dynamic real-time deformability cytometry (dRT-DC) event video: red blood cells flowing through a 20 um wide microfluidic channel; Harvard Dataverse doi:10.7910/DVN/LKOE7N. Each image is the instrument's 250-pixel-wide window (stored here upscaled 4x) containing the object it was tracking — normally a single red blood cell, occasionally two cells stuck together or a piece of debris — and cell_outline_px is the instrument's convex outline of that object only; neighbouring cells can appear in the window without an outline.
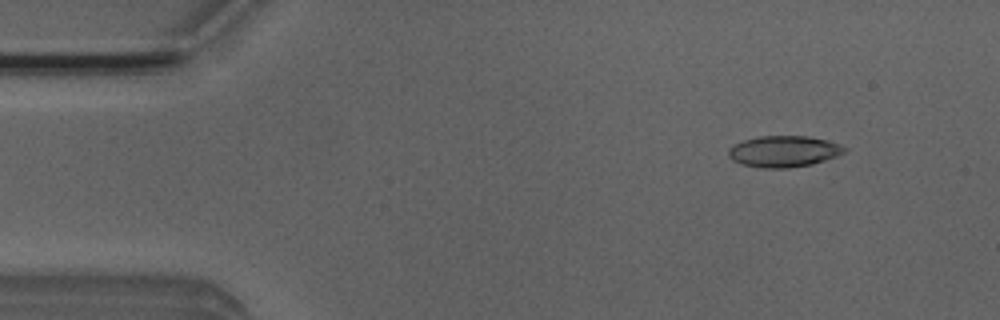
{"species": "Egyptian fruit bat (a non-hibernating species)", "species_latin": "Rousettus aegyptiacus", "temperature_condition": "room temperature", "stored_images_in_passage": 51, "camera_frame_rate_fps": 3000, "um_per_image_px": 0.085, "animal": {"sex": "male"}, "frame": {"image": 1, "passage_image": 5, "time_ms": 1.333, "image_size_px": [1000, 320], "cell_outline_px": [[848, 148], [844, 152], [836, 156], [812, 164], [788, 168], [764, 168], [744, 164], [732, 160], [728, 156], [728, 148], [732, 144], [744, 140], [760, 136], [808, 136], [828, 140], [840, 144]], "centroid_in_image_um": [66.61, 12.86], "position_along_channel_um": 18.4, "area_um2": 21.15}}
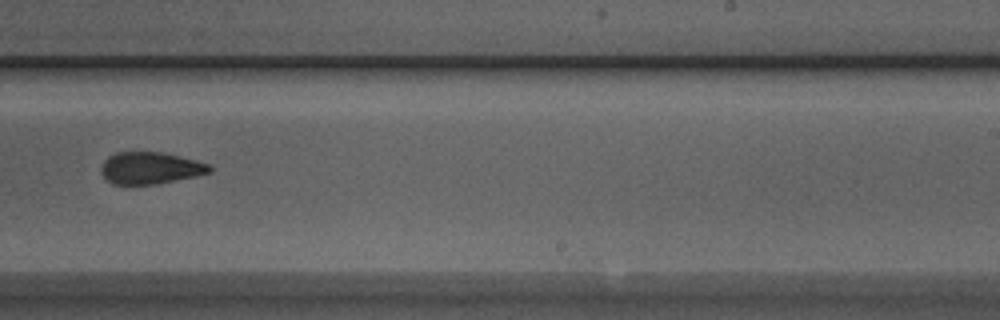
{"frame": {"image": 2, "passage_image": 31, "time_ms": 10.0, "image_size_px": [1000, 320], "cell_outline_px": [[212, 172], [196, 176], [156, 184], [112, 184], [100, 172], [100, 168], [104, 160], [108, 156], [116, 152], [160, 152], [180, 156], [212, 164]], "centroid_in_image_um": [12.79, 14.28], "position_along_channel_um": 276.2, "area_um2": 20.29}}
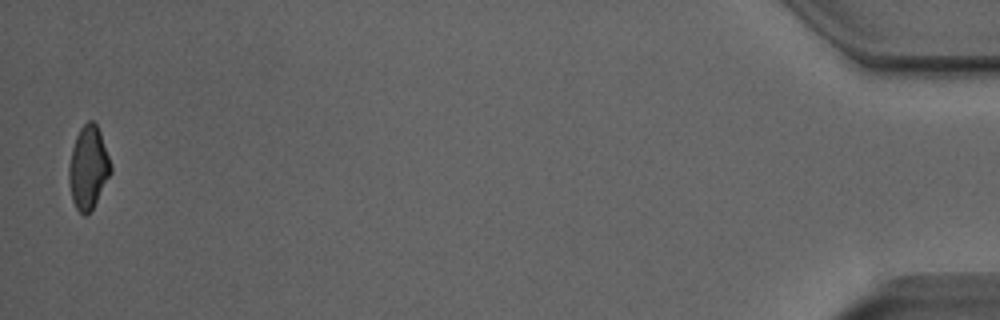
{"frame": {"image": 3, "passage_image": 50, "time_ms": 16.333, "image_size_px": [1000, 320], "cell_outline_px": [[112, 172], [92, 208], [84, 216], [76, 208], [72, 200], [68, 180], [68, 168], [72, 148], [76, 136], [80, 128], [88, 120], [92, 120], [96, 124], [100, 132], [112, 164]], "centroid_in_image_um": [7.5, 14.22], "position_along_channel_um": 427.7, "area_um2": 20.17}}